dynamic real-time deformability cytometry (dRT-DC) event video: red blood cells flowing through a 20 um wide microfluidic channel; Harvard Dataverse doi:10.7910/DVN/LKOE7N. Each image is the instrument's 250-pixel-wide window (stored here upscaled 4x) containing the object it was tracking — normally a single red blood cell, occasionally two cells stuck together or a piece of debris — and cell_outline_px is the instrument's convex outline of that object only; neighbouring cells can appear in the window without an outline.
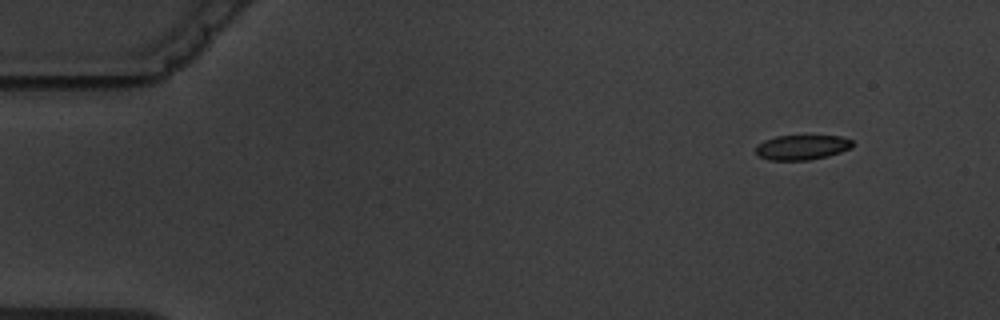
{"species": "common noctule bat (a hibernating species)", "species_latin": "Nyctalus noctula", "temperature_condition": "warm", "stored_images_in_passage": 4, "camera_frame_rate_fps": 3000, "um_per_image_px": 0.085, "animal": {"sex": "male", "body_mass_g": 19.5, "forearm_length_mm": 54.6}, "frame": {"image": 1, "passage_image": 1, "time_ms": 0.0, "image_size_px": [1000, 320], "cell_outline_px": [[852, 148], [828, 156], [808, 160], [768, 160], [760, 156], [756, 152], [756, 148], [764, 140], [776, 136], [840, 136], [852, 140]], "centroid_in_image_um": [68.18, 12.52], "position_along_channel_um": 16.8, "area_um2": 13.87}}
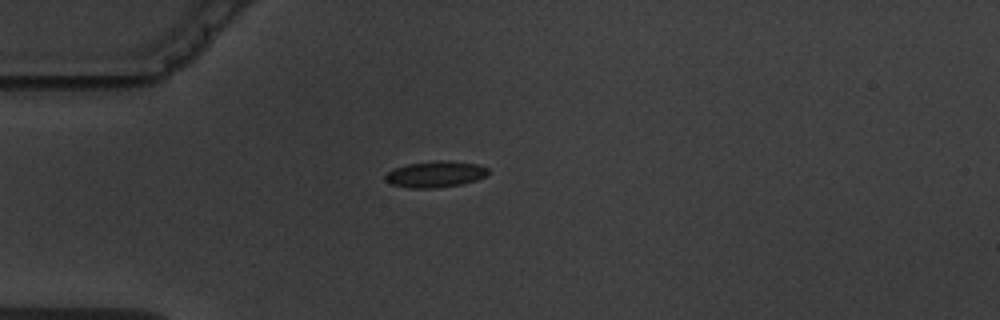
{"frame": {"image": 2, "passage_image": 4, "time_ms": 3.333, "image_size_px": [1000, 320], "cell_outline_px": [[488, 172], [484, 176], [476, 180], [460, 184], [436, 188], [408, 188], [392, 184], [384, 180], [384, 176], [392, 168], [408, 164], [440, 160], [448, 160], [480, 164], [488, 168]], "centroid_in_image_um": [36.99, 14.8], "position_along_channel_um": 48.0, "area_um2": 15.78}}